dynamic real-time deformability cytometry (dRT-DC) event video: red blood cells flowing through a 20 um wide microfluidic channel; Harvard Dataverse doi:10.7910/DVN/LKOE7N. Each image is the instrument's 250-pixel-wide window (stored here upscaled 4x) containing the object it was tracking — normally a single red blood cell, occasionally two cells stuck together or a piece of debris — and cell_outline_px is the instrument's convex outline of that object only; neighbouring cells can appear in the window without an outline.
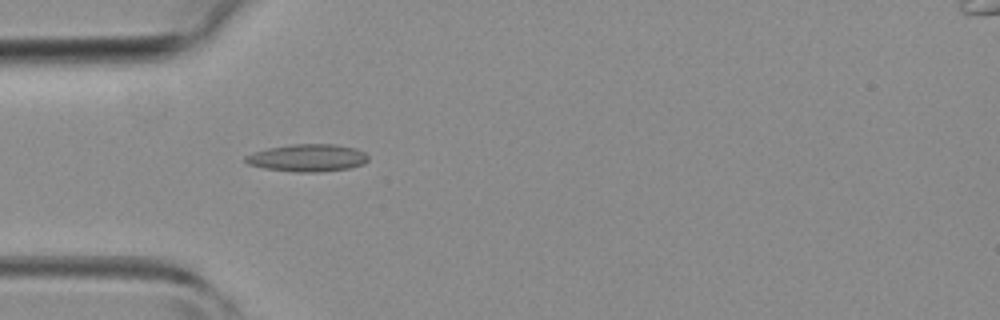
{"species": "common noctule bat (a hibernating species)", "species_latin": "Nyctalus noctula", "temperature_condition": "room temperature", "stored_images_in_passage": 44, "camera_frame_rate_fps": 3000, "um_per_image_px": 0.085, "animal": {"sex": "female", "body_mass_g": 19.3, "forearm_length_mm": 54.1}, "frame": {"image": 1, "passage_image": 13, "time_ms": 4.0, "image_size_px": [1000, 320], "cell_outline_px": [[368, 160], [364, 164], [348, 168], [316, 172], [296, 172], [264, 168], [248, 164], [244, 160], [244, 156], [252, 152], [268, 148], [292, 144], [336, 144], [356, 148], [364, 152], [368, 156]], "centroid_in_image_um": [26.13, 13.41], "position_along_channel_um": 58.9, "area_um2": 19.65}}
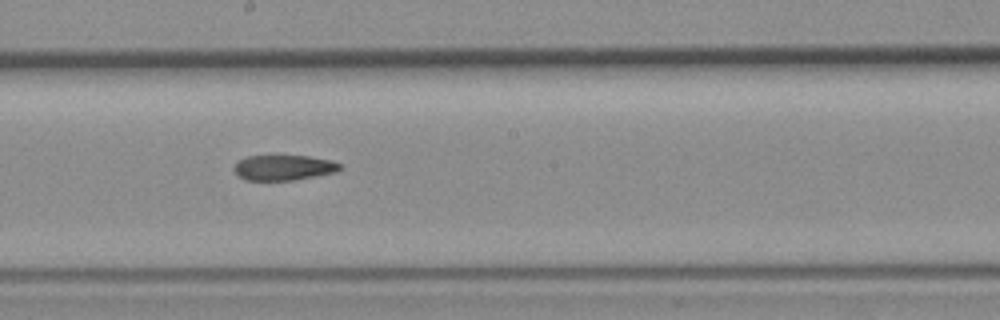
{"frame": {"image": 2, "passage_image": 24, "time_ms": 7.667, "image_size_px": [1000, 320], "cell_outline_px": [[340, 168], [336, 172], [292, 180], [244, 180], [232, 168], [240, 160], [248, 156], [308, 156], [328, 160], [340, 164]], "centroid_in_image_um": [24.08, 14.25], "position_along_channel_um": 224.1, "area_um2": 15.26}}
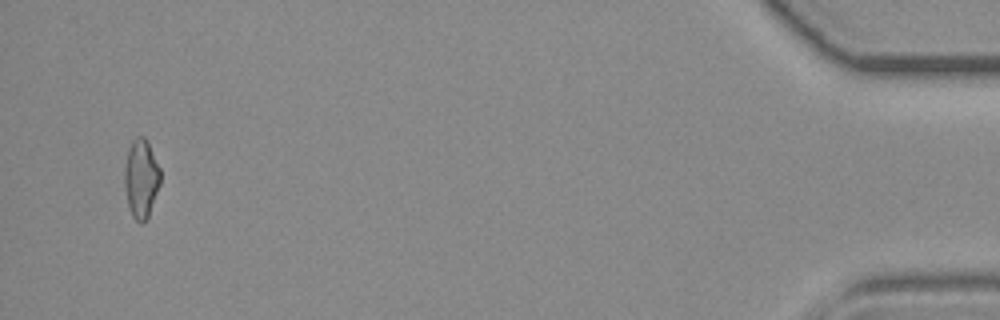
{"frame": {"image": 3, "passage_image": 43, "time_ms": 14.0, "image_size_px": [1000, 320], "cell_outline_px": [[160, 184], [148, 216], [140, 224], [132, 216], [128, 204], [124, 184], [124, 168], [128, 152], [132, 140], [136, 136], [144, 136], [160, 168]], "centroid_in_image_um": [11.99, 15.17], "position_along_channel_um": 423.2, "area_um2": 16.18}}